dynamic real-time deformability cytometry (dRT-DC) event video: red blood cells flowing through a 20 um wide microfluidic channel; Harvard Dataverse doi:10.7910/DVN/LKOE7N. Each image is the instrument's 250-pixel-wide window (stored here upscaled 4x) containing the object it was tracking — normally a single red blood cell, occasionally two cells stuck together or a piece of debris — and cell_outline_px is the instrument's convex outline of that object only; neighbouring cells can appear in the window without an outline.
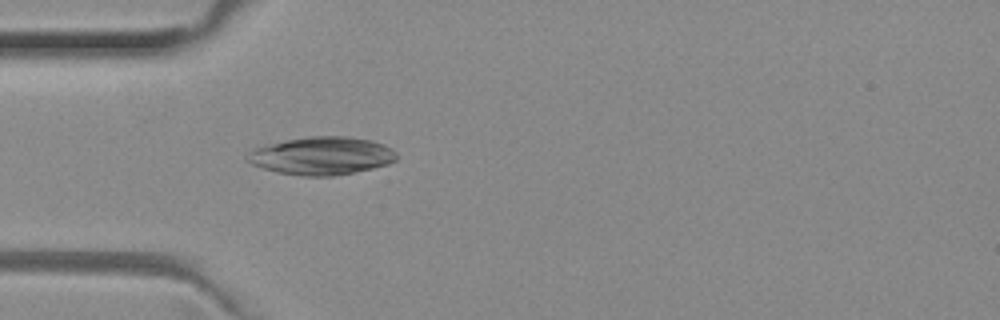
{"species": "common noctule bat (a hibernating species)", "species_latin": "Nyctalus noctula", "temperature_condition": "room temperature", "stored_images_in_passage": 4, "camera_frame_rate_fps": 3000, "um_per_image_px": 0.085, "animal": {"sex": "female", "body_mass_g": 29.2, "forearm_length_mm": 56.3}, "frame": {"image": 1, "passage_image": 1, "time_ms": 0.0, "image_size_px": [1000, 320], "cell_outline_px": [[396, 160], [388, 164], [372, 168], [332, 176], [304, 176], [276, 172], [252, 164], [244, 160], [256, 148], [288, 140], [308, 136], [344, 136], [372, 140], [384, 144], [392, 148], [396, 152]], "centroid_in_image_um": [27.39, 13.24], "position_along_channel_um": 57.6, "area_um2": 32.6}}